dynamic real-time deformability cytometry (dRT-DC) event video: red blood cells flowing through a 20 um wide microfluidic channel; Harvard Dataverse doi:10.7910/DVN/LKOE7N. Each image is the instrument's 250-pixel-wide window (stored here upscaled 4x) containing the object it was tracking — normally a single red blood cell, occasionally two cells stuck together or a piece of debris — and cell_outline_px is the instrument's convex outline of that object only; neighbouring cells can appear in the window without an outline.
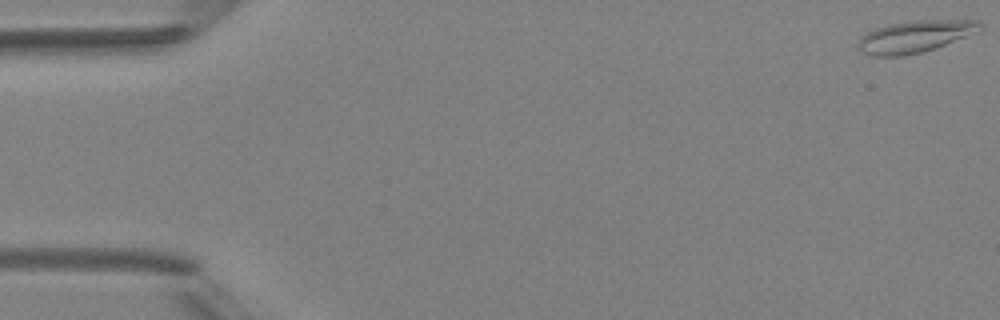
{"species": "Egyptian fruit bat (a non-hibernating species)", "species_latin": "Rousettus aegyptiacus", "temperature_condition": "room temperature", "stored_images_in_passage": 4, "camera_frame_rate_fps": 3000, "um_per_image_px": 0.085, "animal": {"sex": "female"}, "frame": {"image": 1, "passage_image": 1, "time_ms": 0.0, "image_size_px": [1000, 320], "cell_outline_px": [[984, 28], [980, 32], [936, 48], [904, 56], [872, 56], [860, 52], [856, 44], [868, 32], [876, 28], [888, 24], [912, 20], [980, 20]], "centroid_in_image_um": [77.84, 3.1], "position_along_channel_um": 7.2, "area_um2": 23.0}}